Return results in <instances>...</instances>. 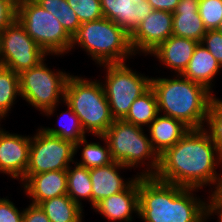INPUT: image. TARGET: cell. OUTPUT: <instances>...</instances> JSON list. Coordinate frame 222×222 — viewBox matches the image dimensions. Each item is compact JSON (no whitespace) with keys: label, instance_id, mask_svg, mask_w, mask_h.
Masks as SVG:
<instances>
[{"label":"cell","instance_id":"4316f807","mask_svg":"<svg viewBox=\"0 0 222 222\" xmlns=\"http://www.w3.org/2000/svg\"><path fill=\"white\" fill-rule=\"evenodd\" d=\"M20 96L19 74L13 70L0 68V114L5 118L9 116L13 104Z\"/></svg>","mask_w":222,"mask_h":222},{"label":"cell","instance_id":"3957f363","mask_svg":"<svg viewBox=\"0 0 222 222\" xmlns=\"http://www.w3.org/2000/svg\"><path fill=\"white\" fill-rule=\"evenodd\" d=\"M175 77V78H174ZM158 112L181 120L190 129L205 128L212 92L183 75L152 77Z\"/></svg>","mask_w":222,"mask_h":222},{"label":"cell","instance_id":"ffe728a7","mask_svg":"<svg viewBox=\"0 0 222 222\" xmlns=\"http://www.w3.org/2000/svg\"><path fill=\"white\" fill-rule=\"evenodd\" d=\"M147 128L152 146L159 156L178 142L190 129L181 120L160 113Z\"/></svg>","mask_w":222,"mask_h":222},{"label":"cell","instance_id":"ac0fdd59","mask_svg":"<svg viewBox=\"0 0 222 222\" xmlns=\"http://www.w3.org/2000/svg\"><path fill=\"white\" fill-rule=\"evenodd\" d=\"M198 44L196 40L172 35L148 55L157 58L162 66L170 68L174 74L182 75Z\"/></svg>","mask_w":222,"mask_h":222},{"label":"cell","instance_id":"83f0119b","mask_svg":"<svg viewBox=\"0 0 222 222\" xmlns=\"http://www.w3.org/2000/svg\"><path fill=\"white\" fill-rule=\"evenodd\" d=\"M46 11L54 15L62 24L66 32L72 37L81 23L74 10L68 5L67 0H34Z\"/></svg>","mask_w":222,"mask_h":222},{"label":"cell","instance_id":"e0dca14e","mask_svg":"<svg viewBox=\"0 0 222 222\" xmlns=\"http://www.w3.org/2000/svg\"><path fill=\"white\" fill-rule=\"evenodd\" d=\"M30 203L38 205L67 194V170H54L30 175L22 184Z\"/></svg>","mask_w":222,"mask_h":222},{"label":"cell","instance_id":"8fae6325","mask_svg":"<svg viewBox=\"0 0 222 222\" xmlns=\"http://www.w3.org/2000/svg\"><path fill=\"white\" fill-rule=\"evenodd\" d=\"M0 39L3 67L15 73L37 66L48 56L17 19L3 29Z\"/></svg>","mask_w":222,"mask_h":222},{"label":"cell","instance_id":"d6986e66","mask_svg":"<svg viewBox=\"0 0 222 222\" xmlns=\"http://www.w3.org/2000/svg\"><path fill=\"white\" fill-rule=\"evenodd\" d=\"M172 35L201 42L207 32L198 11V2L180 0L173 12Z\"/></svg>","mask_w":222,"mask_h":222},{"label":"cell","instance_id":"9c48e42d","mask_svg":"<svg viewBox=\"0 0 222 222\" xmlns=\"http://www.w3.org/2000/svg\"><path fill=\"white\" fill-rule=\"evenodd\" d=\"M127 63L102 64L105 95L114 120H123L131 104L151 88L152 77L133 71Z\"/></svg>","mask_w":222,"mask_h":222},{"label":"cell","instance_id":"836d02e7","mask_svg":"<svg viewBox=\"0 0 222 222\" xmlns=\"http://www.w3.org/2000/svg\"><path fill=\"white\" fill-rule=\"evenodd\" d=\"M17 0H0V33L16 20Z\"/></svg>","mask_w":222,"mask_h":222},{"label":"cell","instance_id":"cb8c5ba5","mask_svg":"<svg viewBox=\"0 0 222 222\" xmlns=\"http://www.w3.org/2000/svg\"><path fill=\"white\" fill-rule=\"evenodd\" d=\"M158 114L157 97L154 90L150 88L131 104L123 120L144 128V126L148 127Z\"/></svg>","mask_w":222,"mask_h":222},{"label":"cell","instance_id":"7c38bea8","mask_svg":"<svg viewBox=\"0 0 222 222\" xmlns=\"http://www.w3.org/2000/svg\"><path fill=\"white\" fill-rule=\"evenodd\" d=\"M173 13L153 10L130 34L134 54L147 56L158 45L172 36Z\"/></svg>","mask_w":222,"mask_h":222},{"label":"cell","instance_id":"b9f144b4","mask_svg":"<svg viewBox=\"0 0 222 222\" xmlns=\"http://www.w3.org/2000/svg\"><path fill=\"white\" fill-rule=\"evenodd\" d=\"M83 216H84V215H82V216L78 219L77 222H82V221L84 222V220H83Z\"/></svg>","mask_w":222,"mask_h":222},{"label":"cell","instance_id":"30bf717a","mask_svg":"<svg viewBox=\"0 0 222 222\" xmlns=\"http://www.w3.org/2000/svg\"><path fill=\"white\" fill-rule=\"evenodd\" d=\"M75 144L58 136L50 135L38 127L31 136L29 164L21 184L33 174L54 170H67L74 164Z\"/></svg>","mask_w":222,"mask_h":222},{"label":"cell","instance_id":"4dcf8cb0","mask_svg":"<svg viewBox=\"0 0 222 222\" xmlns=\"http://www.w3.org/2000/svg\"><path fill=\"white\" fill-rule=\"evenodd\" d=\"M198 11L205 28L215 30L222 19V0H201Z\"/></svg>","mask_w":222,"mask_h":222},{"label":"cell","instance_id":"ba28073f","mask_svg":"<svg viewBox=\"0 0 222 222\" xmlns=\"http://www.w3.org/2000/svg\"><path fill=\"white\" fill-rule=\"evenodd\" d=\"M16 19L48 55L58 57L70 52L72 37L54 15L34 0H18Z\"/></svg>","mask_w":222,"mask_h":222},{"label":"cell","instance_id":"9a60e30c","mask_svg":"<svg viewBox=\"0 0 222 222\" xmlns=\"http://www.w3.org/2000/svg\"><path fill=\"white\" fill-rule=\"evenodd\" d=\"M92 209L109 222H132L133 213L139 216L138 176L124 191L102 199Z\"/></svg>","mask_w":222,"mask_h":222},{"label":"cell","instance_id":"7402d4cb","mask_svg":"<svg viewBox=\"0 0 222 222\" xmlns=\"http://www.w3.org/2000/svg\"><path fill=\"white\" fill-rule=\"evenodd\" d=\"M103 142L101 145L99 142H88L86 137L75 143V155L82 149L81 160L74 161L82 167L88 169L95 167H103L111 164L113 158L110 154L109 145L103 136H96ZM82 146V147H81ZM84 146V147H83Z\"/></svg>","mask_w":222,"mask_h":222},{"label":"cell","instance_id":"4fadbf2b","mask_svg":"<svg viewBox=\"0 0 222 222\" xmlns=\"http://www.w3.org/2000/svg\"><path fill=\"white\" fill-rule=\"evenodd\" d=\"M31 137L0 131V174L21 180L29 164Z\"/></svg>","mask_w":222,"mask_h":222},{"label":"cell","instance_id":"2e32d148","mask_svg":"<svg viewBox=\"0 0 222 222\" xmlns=\"http://www.w3.org/2000/svg\"><path fill=\"white\" fill-rule=\"evenodd\" d=\"M125 169H128V167L115 161L103 167L89 169L92 183L91 209L102 199L124 191L137 178L138 175L136 174L134 177L125 180L119 173V171Z\"/></svg>","mask_w":222,"mask_h":222},{"label":"cell","instance_id":"f1b7e54d","mask_svg":"<svg viewBox=\"0 0 222 222\" xmlns=\"http://www.w3.org/2000/svg\"><path fill=\"white\" fill-rule=\"evenodd\" d=\"M205 127L210 133L213 143L222 154V99L212 96Z\"/></svg>","mask_w":222,"mask_h":222},{"label":"cell","instance_id":"f35d334b","mask_svg":"<svg viewBox=\"0 0 222 222\" xmlns=\"http://www.w3.org/2000/svg\"><path fill=\"white\" fill-rule=\"evenodd\" d=\"M3 67V59L1 54V39H0V68Z\"/></svg>","mask_w":222,"mask_h":222},{"label":"cell","instance_id":"1f68e13d","mask_svg":"<svg viewBox=\"0 0 222 222\" xmlns=\"http://www.w3.org/2000/svg\"><path fill=\"white\" fill-rule=\"evenodd\" d=\"M222 67V34L218 30H207L200 42Z\"/></svg>","mask_w":222,"mask_h":222},{"label":"cell","instance_id":"277c9868","mask_svg":"<svg viewBox=\"0 0 222 222\" xmlns=\"http://www.w3.org/2000/svg\"><path fill=\"white\" fill-rule=\"evenodd\" d=\"M76 45L88 53L97 66L127 63L135 56L130 45V35L105 17L82 23L72 36L70 51Z\"/></svg>","mask_w":222,"mask_h":222},{"label":"cell","instance_id":"d590c367","mask_svg":"<svg viewBox=\"0 0 222 222\" xmlns=\"http://www.w3.org/2000/svg\"><path fill=\"white\" fill-rule=\"evenodd\" d=\"M23 222H50V220L39 205L30 203L24 209Z\"/></svg>","mask_w":222,"mask_h":222},{"label":"cell","instance_id":"e575fe53","mask_svg":"<svg viewBox=\"0 0 222 222\" xmlns=\"http://www.w3.org/2000/svg\"><path fill=\"white\" fill-rule=\"evenodd\" d=\"M210 194L205 203V220L210 219L211 216L215 217V214L218 222H222V201L213 192Z\"/></svg>","mask_w":222,"mask_h":222},{"label":"cell","instance_id":"44dd1931","mask_svg":"<svg viewBox=\"0 0 222 222\" xmlns=\"http://www.w3.org/2000/svg\"><path fill=\"white\" fill-rule=\"evenodd\" d=\"M221 68V65L208 49L199 43L182 75L192 82L203 85L213 93L212 88L214 83L212 82Z\"/></svg>","mask_w":222,"mask_h":222},{"label":"cell","instance_id":"d6a6232c","mask_svg":"<svg viewBox=\"0 0 222 222\" xmlns=\"http://www.w3.org/2000/svg\"><path fill=\"white\" fill-rule=\"evenodd\" d=\"M23 213L7 196L0 197V222H23Z\"/></svg>","mask_w":222,"mask_h":222},{"label":"cell","instance_id":"484cf974","mask_svg":"<svg viewBox=\"0 0 222 222\" xmlns=\"http://www.w3.org/2000/svg\"><path fill=\"white\" fill-rule=\"evenodd\" d=\"M65 106L67 107V110L61 112V114H59L60 117H57V119H59V121H62L61 123L63 124H60V122L57 121V125L59 126L58 128H46L42 126V129L50 135L58 136L59 138H62L64 140L72 141L75 144L81 139H84L87 134L83 130L79 118L73 112L72 108L66 103ZM64 117H66V119L68 118L66 122L68 121L69 124H66Z\"/></svg>","mask_w":222,"mask_h":222},{"label":"cell","instance_id":"f546056e","mask_svg":"<svg viewBox=\"0 0 222 222\" xmlns=\"http://www.w3.org/2000/svg\"><path fill=\"white\" fill-rule=\"evenodd\" d=\"M67 2L76 13L81 24L104 17L100 0H67Z\"/></svg>","mask_w":222,"mask_h":222},{"label":"cell","instance_id":"60d3db41","mask_svg":"<svg viewBox=\"0 0 222 222\" xmlns=\"http://www.w3.org/2000/svg\"><path fill=\"white\" fill-rule=\"evenodd\" d=\"M3 119L6 120V118H5L3 115L0 114V123H1V121H2ZM2 129H3V128L1 127V124H0V131H1Z\"/></svg>","mask_w":222,"mask_h":222},{"label":"cell","instance_id":"6da1fadb","mask_svg":"<svg viewBox=\"0 0 222 222\" xmlns=\"http://www.w3.org/2000/svg\"><path fill=\"white\" fill-rule=\"evenodd\" d=\"M218 165L222 166V154L206 128L189 129L160 155L159 168L154 177L185 188L203 189L207 186L211 188L210 193L215 191L220 180L221 173L216 171Z\"/></svg>","mask_w":222,"mask_h":222},{"label":"cell","instance_id":"d4e9b609","mask_svg":"<svg viewBox=\"0 0 222 222\" xmlns=\"http://www.w3.org/2000/svg\"><path fill=\"white\" fill-rule=\"evenodd\" d=\"M74 166L67 169V195L80 207L83 199L90 202L92 206V183L89 175V169L82 167L74 162Z\"/></svg>","mask_w":222,"mask_h":222},{"label":"cell","instance_id":"7a4b0ae2","mask_svg":"<svg viewBox=\"0 0 222 222\" xmlns=\"http://www.w3.org/2000/svg\"><path fill=\"white\" fill-rule=\"evenodd\" d=\"M200 189L185 188L138 176L139 216L143 222H208L205 198L194 194Z\"/></svg>","mask_w":222,"mask_h":222},{"label":"cell","instance_id":"8992f818","mask_svg":"<svg viewBox=\"0 0 222 222\" xmlns=\"http://www.w3.org/2000/svg\"><path fill=\"white\" fill-rule=\"evenodd\" d=\"M145 128L124 120H114L102 135L109 145L113 161L130 169L145 168L138 176H154L159 168L160 156L154 150Z\"/></svg>","mask_w":222,"mask_h":222},{"label":"cell","instance_id":"8d00e7d4","mask_svg":"<svg viewBox=\"0 0 222 222\" xmlns=\"http://www.w3.org/2000/svg\"><path fill=\"white\" fill-rule=\"evenodd\" d=\"M153 10H161L173 13L180 0H147Z\"/></svg>","mask_w":222,"mask_h":222},{"label":"cell","instance_id":"603a6c76","mask_svg":"<svg viewBox=\"0 0 222 222\" xmlns=\"http://www.w3.org/2000/svg\"><path fill=\"white\" fill-rule=\"evenodd\" d=\"M50 222H77L84 214L82 207L67 194L54 197L38 204Z\"/></svg>","mask_w":222,"mask_h":222},{"label":"cell","instance_id":"ab89813d","mask_svg":"<svg viewBox=\"0 0 222 222\" xmlns=\"http://www.w3.org/2000/svg\"><path fill=\"white\" fill-rule=\"evenodd\" d=\"M216 30H218L222 34V19L220 20V23Z\"/></svg>","mask_w":222,"mask_h":222},{"label":"cell","instance_id":"74e56055","mask_svg":"<svg viewBox=\"0 0 222 222\" xmlns=\"http://www.w3.org/2000/svg\"><path fill=\"white\" fill-rule=\"evenodd\" d=\"M220 168L222 170V167H220ZM213 193L222 201V172L220 175V180H219L218 186Z\"/></svg>","mask_w":222,"mask_h":222},{"label":"cell","instance_id":"5bb4252c","mask_svg":"<svg viewBox=\"0 0 222 222\" xmlns=\"http://www.w3.org/2000/svg\"><path fill=\"white\" fill-rule=\"evenodd\" d=\"M103 16L129 35L153 11L147 0H100Z\"/></svg>","mask_w":222,"mask_h":222},{"label":"cell","instance_id":"5b68a950","mask_svg":"<svg viewBox=\"0 0 222 222\" xmlns=\"http://www.w3.org/2000/svg\"><path fill=\"white\" fill-rule=\"evenodd\" d=\"M69 75L64 90V103L78 116L85 133L102 136L114 122L102 81Z\"/></svg>","mask_w":222,"mask_h":222},{"label":"cell","instance_id":"52a82bcc","mask_svg":"<svg viewBox=\"0 0 222 222\" xmlns=\"http://www.w3.org/2000/svg\"><path fill=\"white\" fill-rule=\"evenodd\" d=\"M19 74L20 98L47 117L56 112L59 103L64 102V90L70 73L53 70L45 63ZM53 70V71H52Z\"/></svg>","mask_w":222,"mask_h":222}]
</instances>
